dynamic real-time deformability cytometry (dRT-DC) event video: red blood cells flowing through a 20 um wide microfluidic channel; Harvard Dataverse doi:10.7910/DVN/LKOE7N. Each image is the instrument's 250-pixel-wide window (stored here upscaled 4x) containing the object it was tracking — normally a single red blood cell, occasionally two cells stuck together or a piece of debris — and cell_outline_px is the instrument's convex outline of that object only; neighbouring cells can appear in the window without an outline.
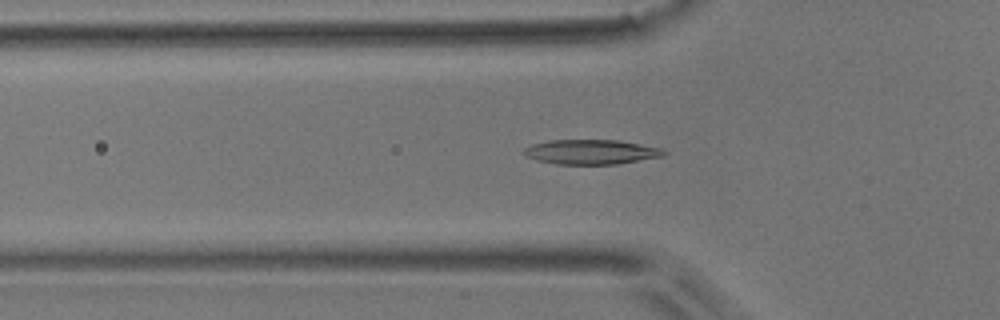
{"species": "common noctule bat (a hibernating species)", "species_latin": "Nyctalus noctula", "temperature_condition": "room temperature", "stored_images_in_passage": 41, "camera_frame_rate_fps": 3000, "um_per_image_px": 0.085, "animal": {"sex": "male", "body_mass_g": 17.9}, "frame": {"image": 1, "passage_image": 17, "time_ms": 5.333, "image_size_px": [1000, 320], "cell_outline_px": [[668, 152], [664, 156], [616, 164], [556, 164], [536, 160], [524, 156], [520, 152], [524, 148], [532, 144], [548, 140], [616, 140], [660, 148]], "centroid_in_image_um": [50.17, 12.91], "position_along_channel_um": 75.6, "area_um2": 20.17}}
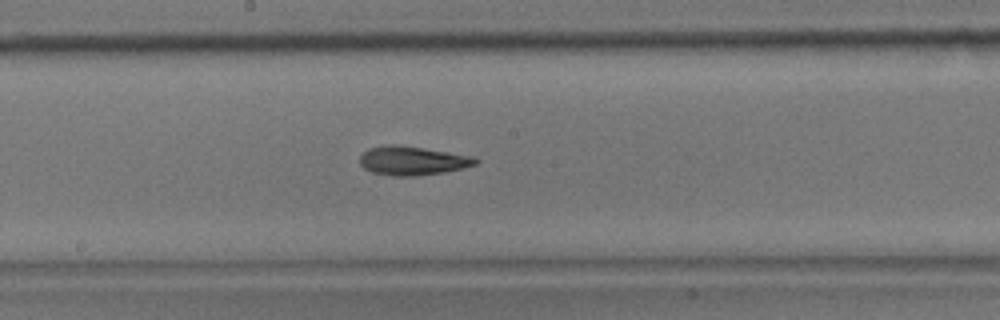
{"frame": {"image": 2, "passage_image": 28, "time_ms": 9.0, "image_size_px": [1000, 320], "cell_outline_px": [[480, 160], [476, 164], [464, 168], [444, 172], [416, 176], [392, 176], [372, 172], [364, 168], [360, 164], [360, 156], [368, 148], [384, 144], [400, 144], [472, 156]], "centroid_in_image_um": [35.04, 13.65], "position_along_channel_um": 213.2, "area_um2": 19.65}}
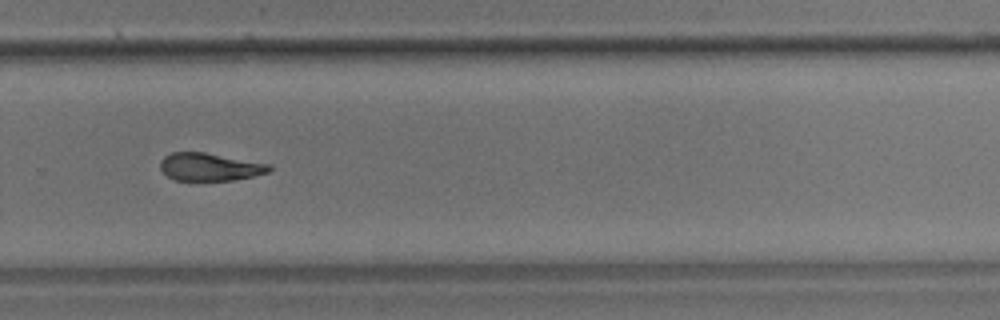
{"frame": {"image": 3, "passage_image": 36, "time_ms": 11.667, "image_size_px": [1000, 320], "cell_outline_px": [[272, 168], [268, 172], [256, 176], [232, 180], [172, 180], [160, 168], [160, 160], [164, 156], [172, 152], [204, 152], [272, 164]], "centroid_in_image_um": [17.85, 14.18], "position_along_channel_um": 312.0, "area_um2": 17.74}, "authors_computed_cell_mechanics": {"area_um2": 19.4208, "velocity_mm_per_s": 3.731, "shape_relaxation_time_tau1_ms": 5.6664, "shape_relaxation_time_tau2_ms": 6.8348, "deformation_change_tau1": 0.1586, "deformation_change_tau2": 0.1712}}